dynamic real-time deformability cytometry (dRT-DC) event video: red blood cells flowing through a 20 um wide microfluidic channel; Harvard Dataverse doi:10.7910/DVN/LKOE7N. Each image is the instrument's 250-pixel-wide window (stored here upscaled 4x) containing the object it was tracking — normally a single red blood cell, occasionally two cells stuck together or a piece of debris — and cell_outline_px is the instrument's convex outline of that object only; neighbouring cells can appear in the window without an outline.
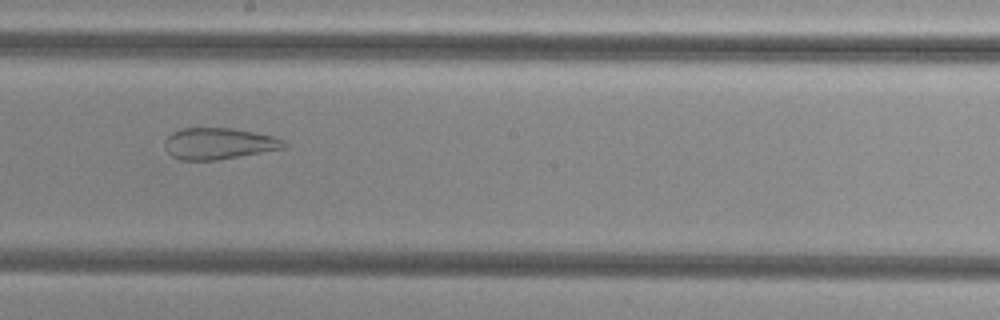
{"species": "common noctule bat (a hibernating species)", "species_latin": "Nyctalus noctula", "temperature_condition": "cold", "stored_images_in_passage": 45, "camera_frame_rate_fps": 3000, "um_per_image_px": 0.085, "animal": {"sex": "female", "body_mass_g": 29.2, "forearm_length_mm": 56.3}, "frame": {"image": 1, "passage_image": 22, "time_ms": 7.0, "image_size_px": [1000, 320], "cell_outline_px": [[288, 148], [216, 160], [180, 160], [172, 156], [164, 148], [164, 140], [172, 132], [180, 128], [232, 128], [276, 136], [284, 140], [288, 144]], "centroid_in_image_um": [18.62, 12.2], "position_along_channel_um": 229.6, "area_um2": 22.14}}
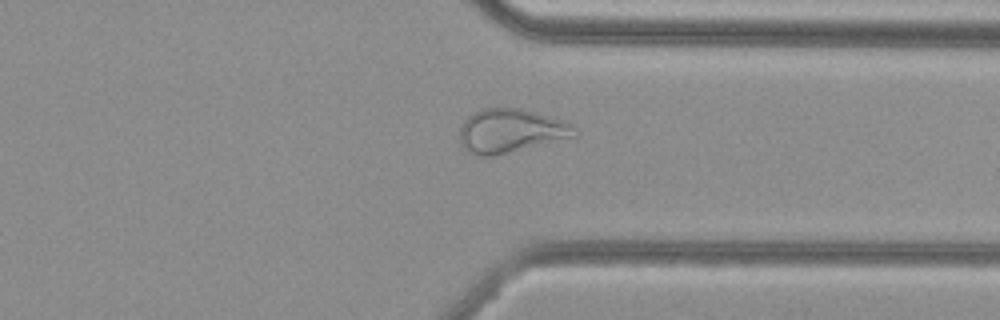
{"frame": {"image": 2, "passage_image": 33, "time_ms": 10.667, "image_size_px": [1000, 320], "cell_outline_px": [[576, 136], [488, 156], [480, 156], [468, 152], [460, 144], [460, 128], [464, 120], [472, 112], [484, 108], [520, 108], [564, 120], [576, 124]], "centroid_in_image_um": [43.4, 11.09], "position_along_channel_um": 368.0, "area_um2": 29.02}}
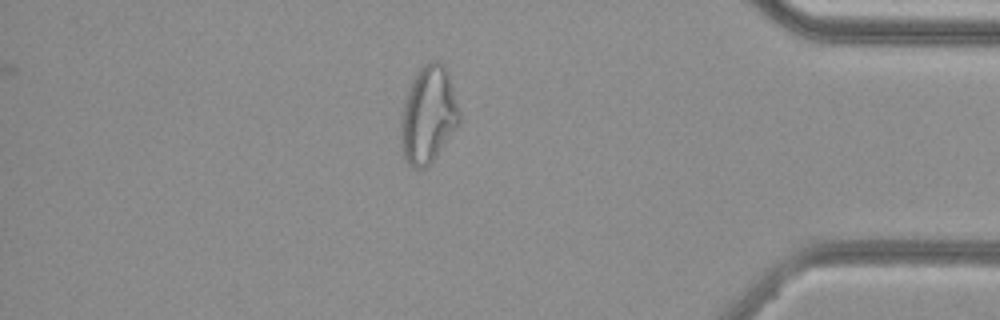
{"frame": {"image": 3, "passage_image": 38, "time_ms": 12.333, "image_size_px": [1000, 320], "cell_outline_px": [[460, 124], [436, 156], [424, 168], [412, 168], [408, 164], [404, 156], [400, 144], [400, 112], [404, 100], [412, 80], [420, 68], [424, 64], [432, 60], [440, 60], [444, 64], [448, 72], [460, 112]], "centroid_in_image_um": [36.39, 9.75], "position_along_channel_um": 398.8, "area_um2": 33.41}}